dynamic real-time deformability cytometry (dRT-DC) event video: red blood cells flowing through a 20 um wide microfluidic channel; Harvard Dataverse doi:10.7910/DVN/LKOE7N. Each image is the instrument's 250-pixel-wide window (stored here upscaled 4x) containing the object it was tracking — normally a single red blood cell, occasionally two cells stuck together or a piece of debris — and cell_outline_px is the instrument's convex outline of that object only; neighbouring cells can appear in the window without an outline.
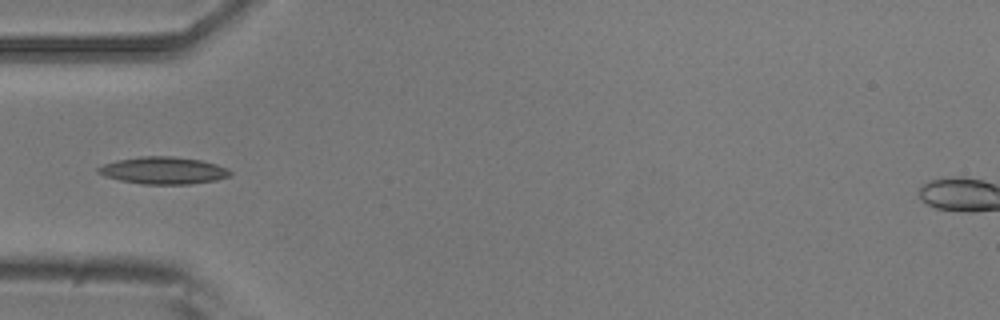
{"species": "common noctule bat (a hibernating species)", "species_latin": "Nyctalus noctula", "temperature_condition": "room temperature", "stored_images_in_passage": 5, "camera_frame_rate_fps": 3000, "um_per_image_px": 0.085, "animal": {"sex": "male", "body_mass_g": 20.5, "forearm_length_mm": 52.5}, "frame": {"image": 1, "passage_image": 5, "time_ms": 1.333, "image_size_px": [1000, 320], "cell_outline_px": [[232, 176], [216, 180], [192, 184], [140, 184], [120, 180], [104, 176], [96, 172], [96, 168], [104, 164], [116, 160], [140, 156], [172, 156], [200, 160], [216, 164], [228, 168], [232, 172]], "centroid_in_image_um": [13.89, 14.49], "position_along_channel_um": 71.1, "area_um2": 21.1}}